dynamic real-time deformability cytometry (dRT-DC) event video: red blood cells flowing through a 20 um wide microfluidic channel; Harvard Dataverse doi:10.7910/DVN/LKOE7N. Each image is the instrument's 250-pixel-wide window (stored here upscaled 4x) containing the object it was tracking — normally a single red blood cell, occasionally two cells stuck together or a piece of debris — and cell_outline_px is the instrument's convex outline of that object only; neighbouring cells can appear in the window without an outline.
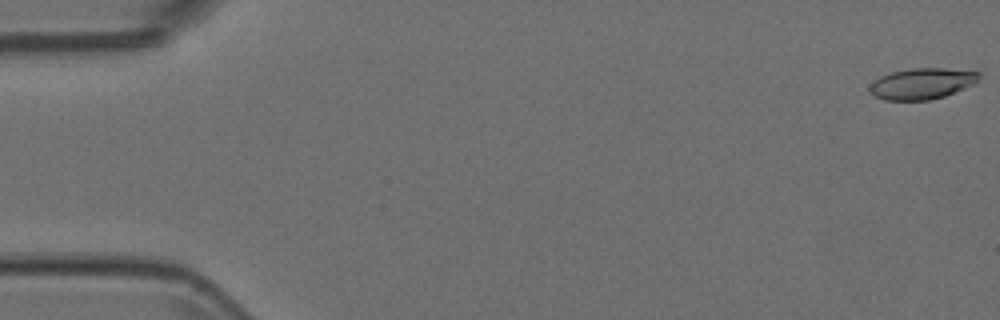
{"species": "Egyptian fruit bat (a non-hibernating species)", "species_latin": "Rousettus aegyptiacus", "temperature_condition": "room temperature", "stored_images_in_passage": 54, "camera_frame_rate_fps": 3000, "um_per_image_px": 0.085, "animal": {"sex": "female"}, "frame": {"image": 1, "passage_image": 1, "time_ms": 0.0, "image_size_px": [1000, 320], "cell_outline_px": [[980, 76], [976, 84], [944, 96], [928, 100], [884, 100], [872, 96], [868, 88], [880, 76], [892, 72], [912, 68], [944, 68], [980, 72]], "centroid_in_image_um": [78.38, 7.11], "position_along_channel_um": 6.6, "area_um2": 19.83}}
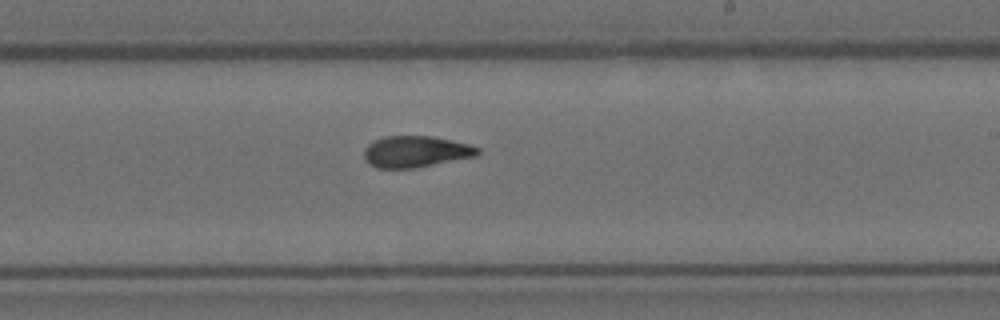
{"frame": {"image": 2, "passage_image": 32, "time_ms": 10.333, "image_size_px": [1000, 320], "cell_outline_px": [[480, 156], [416, 168], [376, 168], [368, 164], [364, 160], [364, 148], [372, 140], [384, 136], [432, 136], [452, 140], [468, 144], [480, 148]], "centroid_in_image_um": [35.34, 12.89], "position_along_channel_um": 253.7, "area_um2": 21.27}}
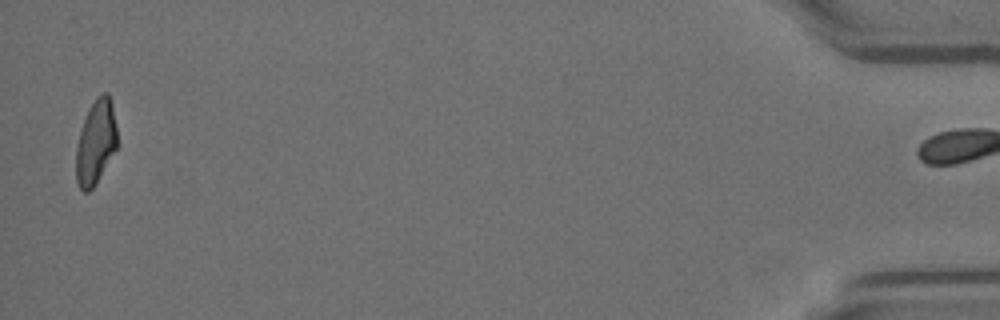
{"frame": {"image": 3, "passage_image": 53, "time_ms": 17.333, "image_size_px": [1000, 320], "cell_outline_px": [[116, 148], [96, 184], [88, 192], [84, 192], [80, 188], [76, 180], [76, 148], [80, 132], [84, 120], [96, 96], [104, 92], [108, 92], [112, 104], [116, 128]], "centroid_in_image_um": [8.13, 12.1], "position_along_channel_um": 427.1, "area_um2": 19.88}}